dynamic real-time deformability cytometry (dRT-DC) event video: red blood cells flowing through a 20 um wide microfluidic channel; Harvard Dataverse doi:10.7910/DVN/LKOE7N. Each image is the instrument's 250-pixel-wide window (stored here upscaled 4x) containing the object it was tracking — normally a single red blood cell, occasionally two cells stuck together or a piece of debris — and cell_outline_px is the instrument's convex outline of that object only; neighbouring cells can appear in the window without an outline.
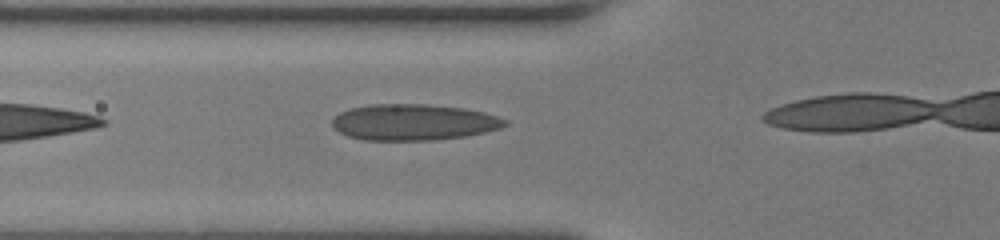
{"species": "human", "species_latin": "Homo sapiens", "temperature_condition": "room temperature", "stored_images_in_passage": 6, "camera_frame_rate_fps": 3000, "um_per_image_px": 0.085, "donor": {"sex": "female"}, "frame": {"image": 1, "passage_image": 2, "time_ms": 0.333, "image_size_px": [1000, 240], "cell_outline_px": [[508, 124], [500, 128], [484, 132], [464, 136], [432, 140], [364, 140], [348, 136], [340, 132], [332, 124], [332, 120], [340, 112], [352, 108], [372, 104], [424, 104], [464, 108], [484, 112], [508, 120]], "centroid_in_image_um": [35.17, 10.38], "position_along_channel_um": 90.6, "area_um2": 36.18}}
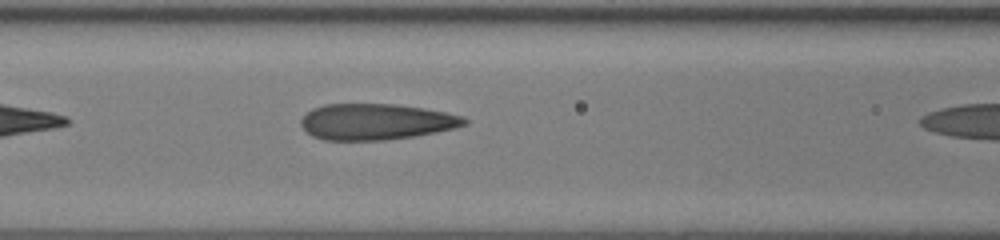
{"frame": {"image": 2, "passage_image": 5, "time_ms": 1.333, "image_size_px": [1000, 240], "cell_outline_px": [[468, 124], [456, 128], [416, 136], [384, 140], [324, 140], [312, 136], [300, 124], [300, 120], [312, 108], [324, 104], [396, 104], [424, 108], [464, 116], [468, 120]], "centroid_in_image_um": [31.99, 10.35], "position_along_channel_um": 134.6, "area_um2": 34.51}}